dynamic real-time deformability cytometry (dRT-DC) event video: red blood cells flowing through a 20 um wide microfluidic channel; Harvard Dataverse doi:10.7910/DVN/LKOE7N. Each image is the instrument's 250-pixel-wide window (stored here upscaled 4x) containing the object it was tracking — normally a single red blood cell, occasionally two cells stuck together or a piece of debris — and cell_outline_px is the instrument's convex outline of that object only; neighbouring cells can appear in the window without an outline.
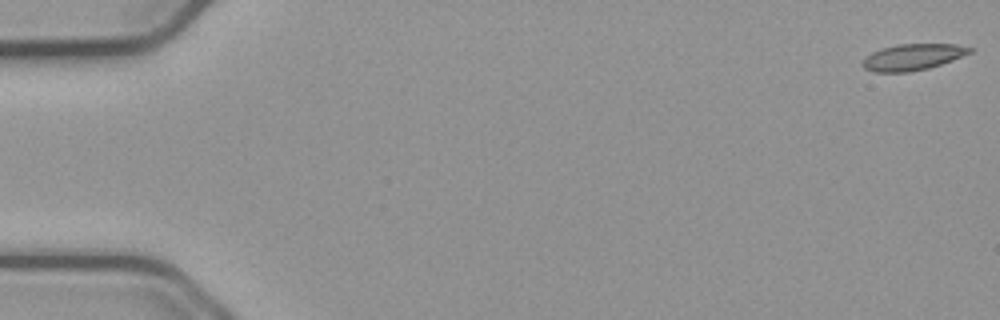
{"species": "common noctule bat (a hibernating species)", "species_latin": "Nyctalus noctula", "temperature_condition": "cold", "stored_images_in_passage": 55, "camera_frame_rate_fps": 3000, "um_per_image_px": 0.085, "animal": {"sex": "male", "body_mass_g": 23.1, "forearm_length_mm": 52.7}, "frame": {"image": 1, "passage_image": 1, "time_ms": 0.0, "image_size_px": [1000, 320], "cell_outline_px": [[976, 48], [972, 52], [952, 60], [928, 68], [908, 72], [872, 72], [864, 68], [864, 60], [872, 52], [896, 44], [956, 44]], "centroid_in_image_um": [77.63, 4.84], "position_along_channel_um": 7.4, "area_um2": 16.24}}
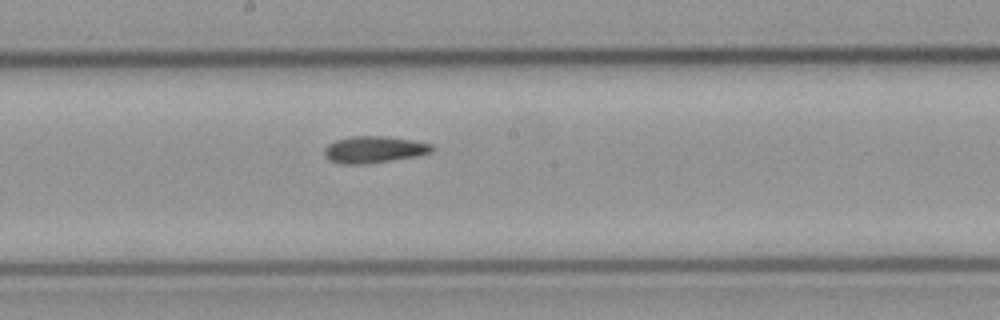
{"frame": {"image": 2, "passage_image": 30, "time_ms": 9.667, "image_size_px": [1000, 320], "cell_outline_px": [[436, 148], [432, 152], [416, 156], [364, 164], [340, 164], [328, 160], [324, 156], [324, 148], [328, 144], [336, 140], [352, 136], [384, 136], [412, 140], [432, 144]], "centroid_in_image_um": [31.77, 12.71], "position_along_channel_um": 216.4, "area_um2": 16.82}}
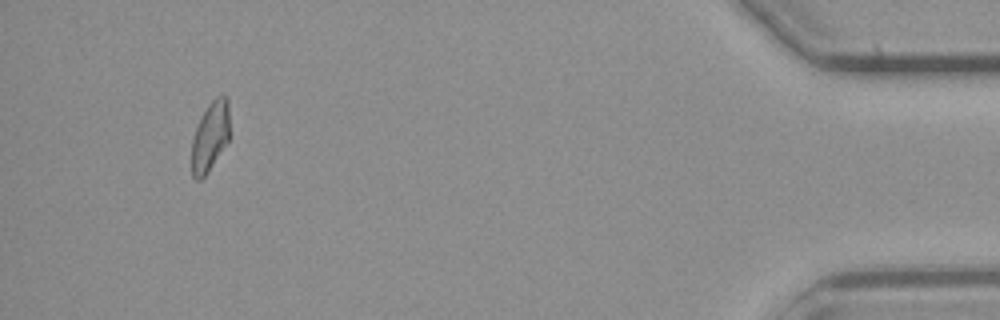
{"frame": {"image": 3, "passage_image": 52, "time_ms": 17.0, "image_size_px": [1000, 320], "cell_outline_px": [[228, 140], [208, 172], [200, 180], [196, 180], [192, 176], [192, 140], [196, 128], [208, 104], [216, 96], [228, 96]], "centroid_in_image_um": [17.85, 11.61], "position_along_channel_um": 417.3, "area_um2": 15.03}, "authors_computed_cell_mechanics": {"area_um2": 16.4152, "velocity_mm_per_s": 3.7555, "shape_relaxation_time_tau1_ms": null, "shape_relaxation_time_tau2_ms": 7.7684, "deformation_change_tau1": null, "deformation_change_tau2": 0.1591}}